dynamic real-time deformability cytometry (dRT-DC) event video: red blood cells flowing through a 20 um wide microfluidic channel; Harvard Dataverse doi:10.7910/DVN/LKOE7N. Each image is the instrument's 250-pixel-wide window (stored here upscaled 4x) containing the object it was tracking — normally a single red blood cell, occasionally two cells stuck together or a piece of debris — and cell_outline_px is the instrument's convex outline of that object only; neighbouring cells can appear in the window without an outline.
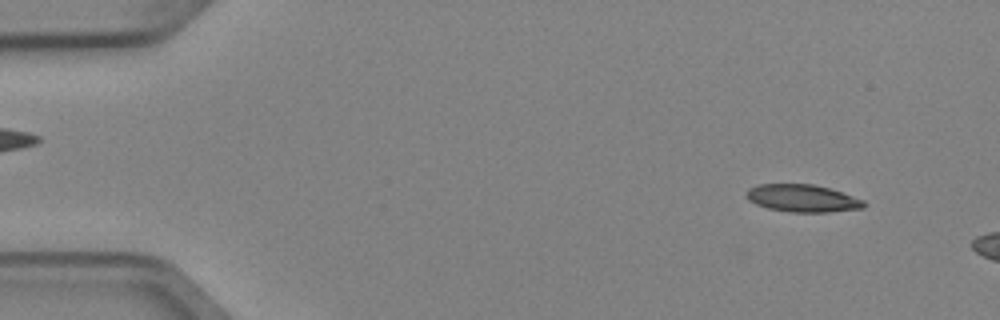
{"species": "Egyptian fruit bat (a non-hibernating species)", "species_latin": "Rousettus aegyptiacus", "temperature_condition": "cold", "stored_images_in_passage": 5, "camera_frame_rate_fps": 3000, "um_per_image_px": 0.085, "animal": {"sex": "female"}, "frame": {"image": 1, "passage_image": 1, "time_ms": 0.0, "image_size_px": [1000, 320], "cell_outline_px": [[868, 204], [864, 208], [828, 212], [788, 212], [768, 208], [756, 204], [748, 200], [748, 188], [760, 184], [812, 184], [828, 188], [864, 200]], "centroid_in_image_um": [68.23, 16.86], "position_along_channel_um": 16.8, "area_um2": 18.67}}
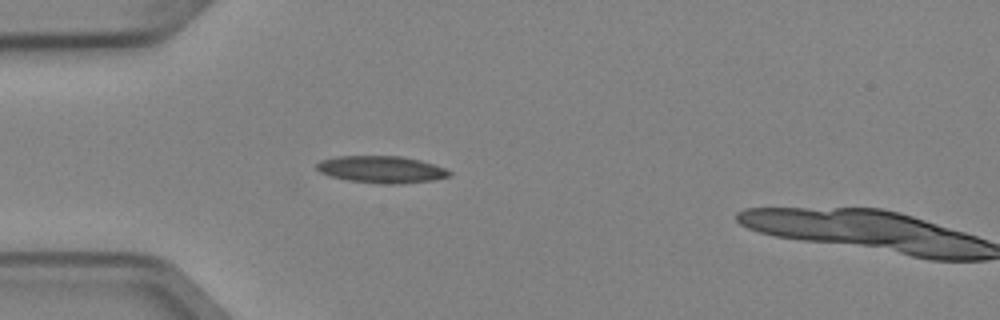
{"frame": {"image": 2, "passage_image": 4, "time_ms": 1.0, "image_size_px": [1000, 320], "cell_outline_px": [[452, 176], [432, 180], [400, 184], [384, 184], [348, 180], [332, 176], [320, 172], [316, 168], [316, 164], [320, 160], [336, 156], [400, 156], [420, 160], [444, 168], [452, 172]], "centroid_in_image_um": [32.43, 14.4], "position_along_channel_um": 52.6, "area_um2": 20.81}}